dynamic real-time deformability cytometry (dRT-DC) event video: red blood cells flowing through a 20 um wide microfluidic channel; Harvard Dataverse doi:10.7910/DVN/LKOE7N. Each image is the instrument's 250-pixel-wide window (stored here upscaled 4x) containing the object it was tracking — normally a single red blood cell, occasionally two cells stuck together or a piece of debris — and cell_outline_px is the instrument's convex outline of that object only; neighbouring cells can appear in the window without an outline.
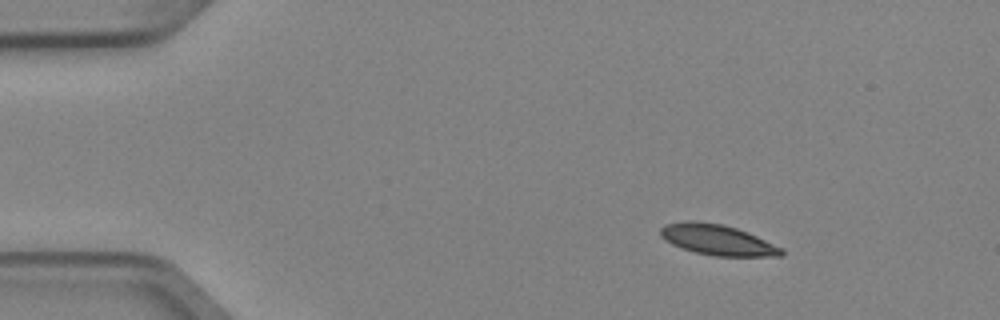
{"species": "Egyptian fruit bat (a non-hibernating species)", "species_latin": "Rousettus aegyptiacus", "temperature_condition": "cold", "stored_images_in_passage": 4, "camera_frame_rate_fps": 3000, "um_per_image_px": 0.085, "animal": {"sex": "female"}, "frame": {"image": 1, "passage_image": 1, "time_ms": 0.0, "image_size_px": [1000, 320], "cell_outline_px": [[784, 256], [712, 256], [696, 252], [672, 244], [664, 240], [660, 236], [660, 228], [664, 224], [724, 224], [736, 228], [756, 236], [784, 248]], "centroid_in_image_um": [61.07, 20.44], "position_along_channel_um": 23.9, "area_um2": 20.69}}